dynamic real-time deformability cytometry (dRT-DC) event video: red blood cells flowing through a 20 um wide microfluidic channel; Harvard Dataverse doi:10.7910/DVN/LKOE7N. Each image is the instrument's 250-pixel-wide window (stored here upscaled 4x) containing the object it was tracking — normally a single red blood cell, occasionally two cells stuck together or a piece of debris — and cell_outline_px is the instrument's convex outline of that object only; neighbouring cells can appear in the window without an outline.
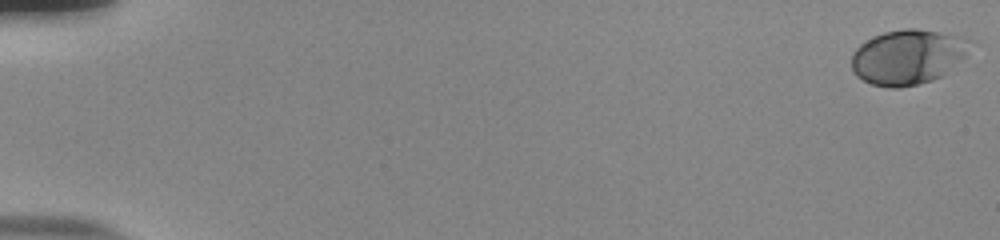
{"species": "human", "species_latin": "Homo sapiens", "temperature_condition": "room temperature", "stored_images_in_passage": 56, "camera_frame_rate_fps": 3000, "um_per_image_px": 0.085, "donor": {"sex": "male"}, "frame": {"image": 1, "passage_image": 1, "time_ms": 0.0, "image_size_px": [1000, 240], "cell_outline_px": [[972, 40], [964, 56], [960, 60], [940, 76], [932, 80], [900, 88], [888, 88], [872, 84], [856, 76], [852, 72], [852, 52], [860, 44], [872, 36], [884, 32], [904, 28], [916, 28], [956, 36]], "centroid_in_image_um": [77.09, 4.84], "position_along_channel_um": 7.9, "area_um2": 37.57}}
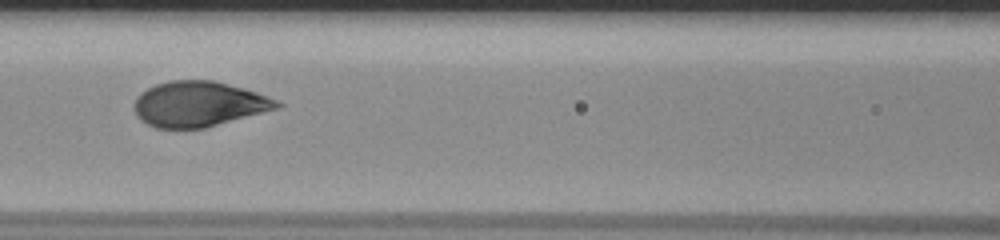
{"frame": {"image": 2, "passage_image": 27, "time_ms": 8.667, "image_size_px": [1000, 240], "cell_outline_px": [[284, 104], [280, 108], [204, 128], [156, 128], [140, 120], [136, 116], [136, 100], [140, 92], [156, 84], [172, 80], [212, 80], [244, 88], [256, 92], [276, 100]], "centroid_in_image_um": [16.91, 8.84], "position_along_channel_um": 149.7, "area_um2": 37.45}}
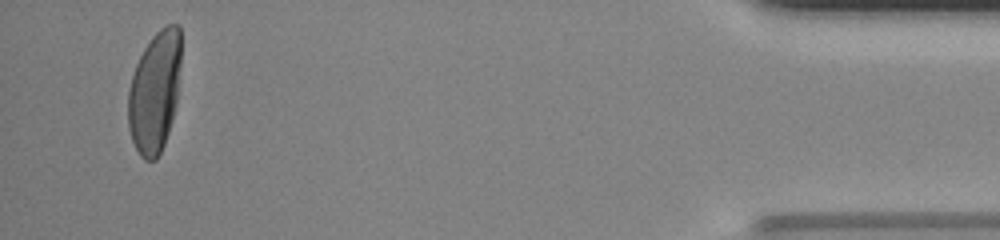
{"frame": {"image": 3, "passage_image": 54, "time_ms": 17.667, "image_size_px": [1000, 240], "cell_outline_px": [[180, 64], [176, 100], [168, 132], [164, 144], [156, 160], [144, 160], [140, 156], [132, 140], [128, 128], [128, 92], [132, 76], [136, 64], [144, 48], [152, 36], [160, 28], [168, 24], [180, 24]], "centroid_in_image_um": [13.13, 7.79], "position_along_channel_um": 422.1, "area_um2": 37.17}, "authors_computed_cell_mechanics": {"area_um2": 37.2521, "velocity_mm_per_s": 3.7763, "shape_relaxation_time_tau1_ms": 3.547, "shape_relaxation_time_tau2_ms": null, "deformation_change_tau1": 0.1828, "deformation_change_tau2": null}}